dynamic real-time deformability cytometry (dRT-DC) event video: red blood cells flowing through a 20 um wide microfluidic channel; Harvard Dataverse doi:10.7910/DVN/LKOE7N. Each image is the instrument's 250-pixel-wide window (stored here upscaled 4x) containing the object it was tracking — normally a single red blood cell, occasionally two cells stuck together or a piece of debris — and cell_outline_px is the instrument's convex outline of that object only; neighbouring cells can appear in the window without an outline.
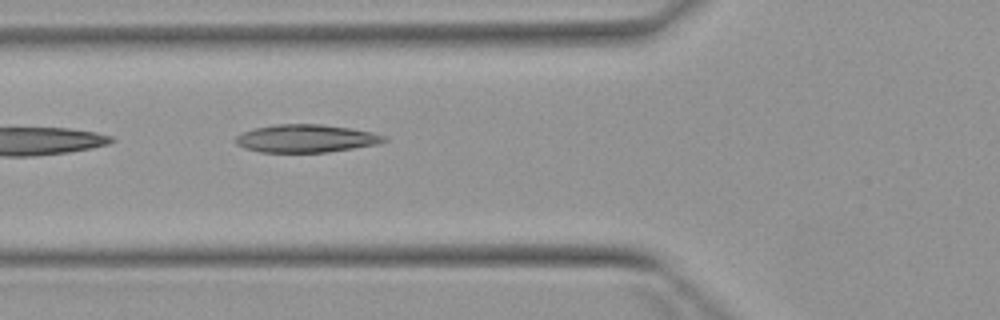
{"species": "Egyptian fruit bat (a non-hibernating species)", "species_latin": "Rousettus aegyptiacus", "temperature_condition": "warm", "stored_images_in_passage": 3, "camera_frame_rate_fps": 3000, "um_per_image_px": 0.085, "animal": {"sex": "female"}, "frame": {"image": 1, "passage_image": 3, "time_ms": 2.667, "image_size_px": [1000, 320], "cell_outline_px": [[388, 140], [376, 144], [328, 152], [260, 152], [244, 148], [236, 144], [232, 140], [236, 136], [252, 128], [276, 124], [320, 124], [348, 128], [372, 132], [388, 136]], "centroid_in_image_um": [25.97, 11.77], "position_along_channel_um": 99.8, "area_um2": 24.16}}